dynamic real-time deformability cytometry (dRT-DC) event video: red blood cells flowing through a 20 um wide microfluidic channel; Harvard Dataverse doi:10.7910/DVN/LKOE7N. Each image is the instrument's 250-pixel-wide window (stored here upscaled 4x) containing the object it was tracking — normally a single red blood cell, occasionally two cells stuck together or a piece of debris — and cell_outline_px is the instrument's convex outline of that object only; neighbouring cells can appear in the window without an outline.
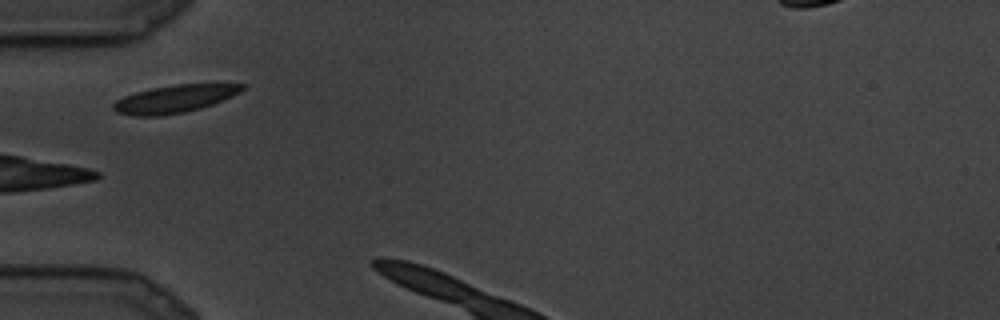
{"species": "common noctule bat (a hibernating species)", "species_latin": "Nyctalus noctula", "temperature_condition": "cold", "stored_images_in_passage": 11, "camera_frame_rate_fps": 3000, "um_per_image_px": 0.085, "animal": {"sex": "male", "body_mass_g": 19.5, "forearm_length_mm": 54.6}, "frame": {"image": 1, "passage_image": 8, "time_ms": 2.333, "image_size_px": [1000, 320], "cell_outline_px": [[248, 84], [240, 92], [232, 96], [212, 104], [200, 108], [184, 112], [156, 116], [136, 116], [116, 112], [112, 108], [112, 104], [116, 100], [124, 96], [136, 92], [152, 88], [176, 84]], "centroid_in_image_um": [14.82, 8.4], "position_along_channel_um": 70.2, "area_um2": 20.58}}